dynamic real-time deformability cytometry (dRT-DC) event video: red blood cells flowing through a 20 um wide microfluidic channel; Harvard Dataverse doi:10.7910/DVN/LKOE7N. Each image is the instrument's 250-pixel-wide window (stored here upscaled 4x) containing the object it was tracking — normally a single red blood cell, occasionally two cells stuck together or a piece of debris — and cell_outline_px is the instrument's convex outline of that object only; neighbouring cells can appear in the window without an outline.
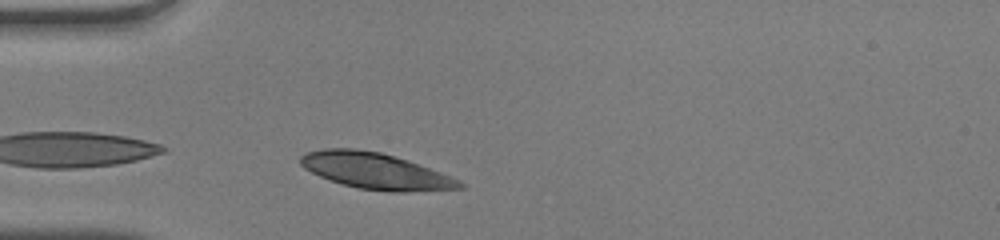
{"species": "human", "species_latin": "Homo sapiens", "temperature_condition": "warm", "stored_images_in_passage": 28, "camera_frame_rate_fps": 3000, "um_per_image_px": 0.085, "donor": {"sex": "male"}, "frame": {"image": 1, "passage_image": 1, "time_ms": 0.0, "image_size_px": [1000, 240], "cell_outline_px": [[464, 188], [404, 192], [388, 192], [356, 188], [320, 176], [304, 168], [300, 164], [300, 156], [304, 152], [324, 148], [356, 148], [380, 152], [408, 160], [452, 176], [460, 180], [464, 184]], "centroid_in_image_um": [31.92, 14.53], "position_along_channel_um": 53.1, "area_um2": 33.64}}
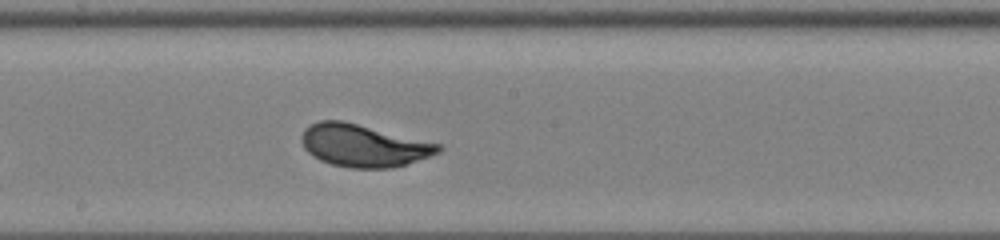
{"frame": {"image": 2, "passage_image": 14, "time_ms": 4.333, "image_size_px": [1000, 240], "cell_outline_px": [[444, 148], [440, 152], [392, 168], [348, 168], [332, 164], [320, 160], [312, 156], [304, 148], [300, 136], [304, 128], [320, 120], [344, 120], [440, 144]], "centroid_in_image_um": [30.86, 12.36], "position_along_channel_um": 217.3, "area_um2": 33.76}}
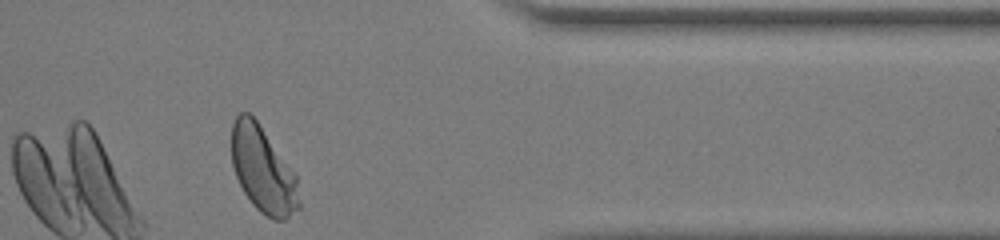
{"frame": {"image": 3, "passage_image": 28, "time_ms": 9.0, "image_size_px": [1000, 240], "cell_outline_px": [[300, 208], [284, 220], [272, 220], [260, 212], [252, 204], [244, 192], [236, 176], [232, 164], [232, 124], [236, 116], [240, 112], [248, 112], [256, 120], [296, 176], [300, 200]], "centroid_in_image_um": [22.35, 14.47], "position_along_channel_um": 389.1, "area_um2": 33.41}, "authors_computed_cell_mechanics": {"area_um2": 33.3795, "velocity_mm_per_s": 4.0541, "shape_relaxation_time_tau1_ms": 2.3385, "shape_relaxation_time_tau2_ms": null, "deformation_change_tau1": 0.1496, "deformation_change_tau2": null}}